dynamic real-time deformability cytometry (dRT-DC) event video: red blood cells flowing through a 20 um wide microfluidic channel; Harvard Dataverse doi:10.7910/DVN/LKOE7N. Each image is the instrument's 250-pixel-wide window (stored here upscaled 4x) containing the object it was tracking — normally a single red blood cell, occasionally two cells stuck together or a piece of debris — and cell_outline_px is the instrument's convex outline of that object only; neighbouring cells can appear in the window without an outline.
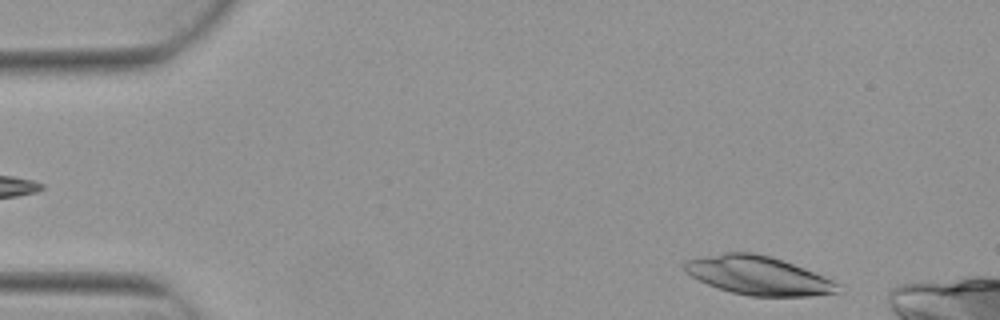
{"species": "Egyptian fruit bat (a non-hibernating species)", "species_latin": "Rousettus aegyptiacus", "temperature_condition": "warm", "stored_images_in_passage": 5, "segment_of_instrument_passage": [2, 2], "camera_frame_rate_fps": 3000, "um_per_image_px": 0.085, "animal": {"sex": "female"}, "frame": {"image": 1, "passage_image": 5, "time_ms": 1.333, "image_size_px": [1000, 320], "cell_outline_px": [[840, 284], [836, 292], [812, 296], [748, 296], [732, 292], [708, 284], [684, 272], [680, 264], [684, 260], [724, 252], [752, 252], [768, 256], [804, 268], [824, 276]], "centroid_in_image_um": [64.39, 23.41], "position_along_channel_um": 20.6, "area_um2": 34.33}}